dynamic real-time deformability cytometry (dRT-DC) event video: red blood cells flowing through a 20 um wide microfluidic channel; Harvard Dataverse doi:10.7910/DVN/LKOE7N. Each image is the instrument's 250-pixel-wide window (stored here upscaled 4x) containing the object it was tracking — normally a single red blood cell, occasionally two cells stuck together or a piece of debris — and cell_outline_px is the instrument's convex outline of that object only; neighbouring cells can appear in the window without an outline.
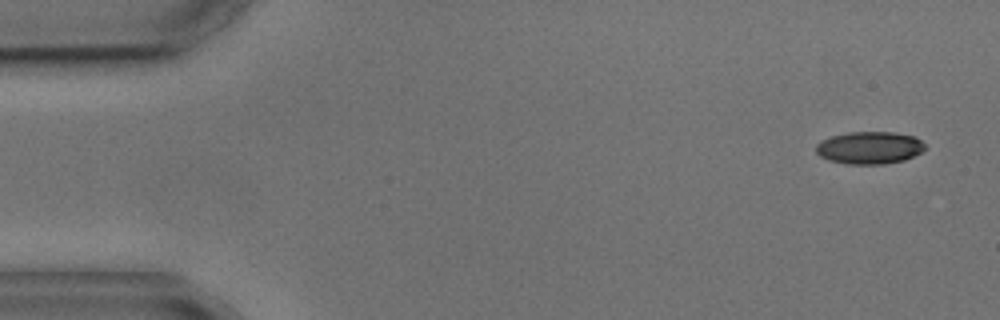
{"species": "common noctule bat (a hibernating species)", "species_latin": "Nyctalus noctula", "temperature_condition": "cold", "stored_images_in_passage": 5, "camera_frame_rate_fps": 3000, "um_per_image_px": 0.085, "animal": {"sex": "male", "body_mass_g": 17.9, "forearm_length_mm": 54.2}, "frame": {"image": 1, "passage_image": 1, "time_ms": 0.0, "image_size_px": [1000, 320], "cell_outline_px": [[924, 148], [920, 152], [904, 160], [884, 164], [848, 164], [828, 160], [820, 156], [816, 152], [816, 144], [832, 136], [848, 132], [892, 132], [912, 136], [920, 140], [924, 144]], "centroid_in_image_um": [73.88, 12.56], "position_along_channel_um": 11.1, "area_um2": 20.35}}
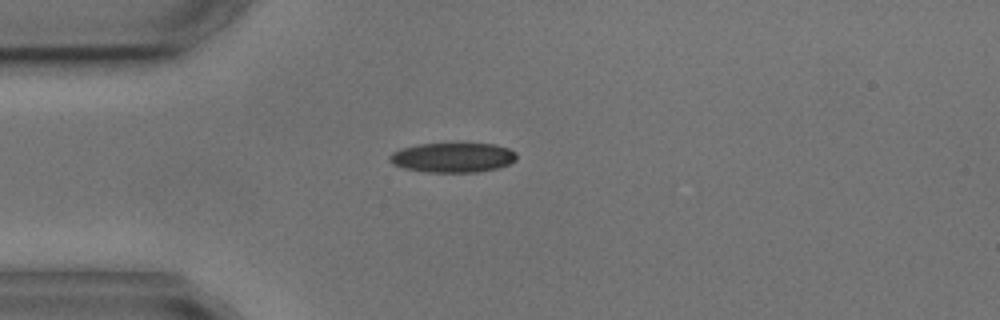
{"frame": {"image": 2, "passage_image": 4, "time_ms": 3.667, "image_size_px": [1000, 320], "cell_outline_px": [[516, 160], [508, 164], [496, 168], [480, 172], [424, 172], [404, 168], [392, 164], [388, 160], [388, 156], [392, 152], [400, 148], [416, 144], [492, 144], [508, 148], [516, 152]], "centroid_in_image_um": [38.43, 13.39], "position_along_channel_um": 46.6, "area_um2": 22.02}}